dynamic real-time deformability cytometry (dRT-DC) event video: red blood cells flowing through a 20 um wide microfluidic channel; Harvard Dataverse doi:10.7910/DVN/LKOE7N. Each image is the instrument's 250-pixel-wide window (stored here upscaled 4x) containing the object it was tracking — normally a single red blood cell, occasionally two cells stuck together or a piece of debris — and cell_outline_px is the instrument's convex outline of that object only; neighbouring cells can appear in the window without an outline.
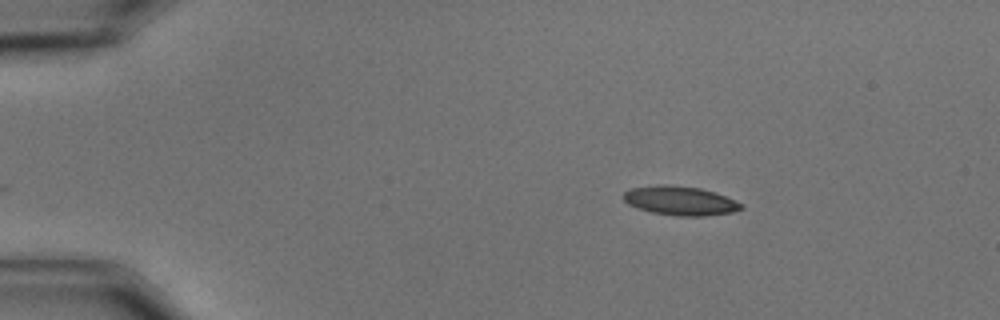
{"species": "common noctule bat (a hibernating species)", "species_latin": "Nyctalus noctula", "temperature_condition": "cold", "stored_images_in_passage": 13, "camera_frame_rate_fps": 3000, "um_per_image_px": 0.085, "animal": {"sex": "male", "body_mass_g": 15.6}, "frame": {"image": 1, "passage_image": 1, "time_ms": 0.0, "image_size_px": [1000, 320], "cell_outline_px": [[744, 208], [732, 212], [704, 216], [680, 216], [652, 212], [628, 204], [624, 200], [624, 192], [632, 188], [656, 184], [668, 184], [700, 188], [716, 192], [744, 204]], "centroid_in_image_um": [57.85, 17.05], "position_along_channel_um": 27.2, "area_um2": 19.94}}
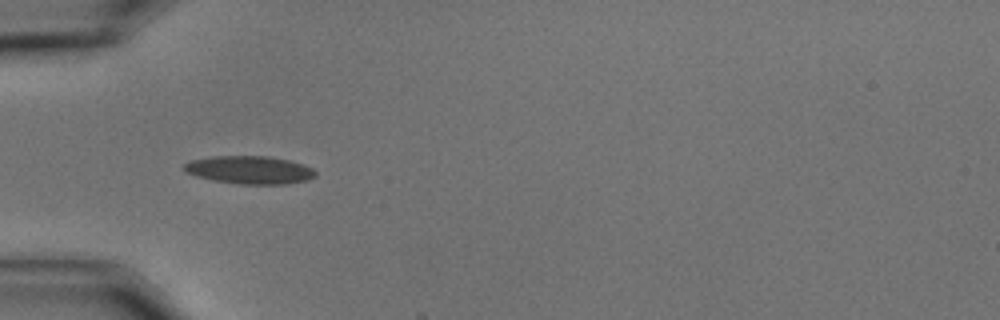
{"frame": {"image": 2, "passage_image": 10, "time_ms": 3.0, "image_size_px": [1000, 320], "cell_outline_px": [[316, 176], [308, 180], [288, 184], [236, 184], [212, 180], [196, 176], [184, 172], [184, 164], [192, 160], [212, 156], [268, 156], [292, 160], [304, 164], [312, 168], [316, 172]], "centroid_in_image_um": [21.24, 14.44], "position_along_channel_um": 63.8, "area_um2": 21.68}}